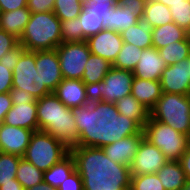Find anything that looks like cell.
I'll return each mask as SVG.
<instances>
[{"label":"cell","mask_w":190,"mask_h":190,"mask_svg":"<svg viewBox=\"0 0 190 190\" xmlns=\"http://www.w3.org/2000/svg\"><path fill=\"white\" fill-rule=\"evenodd\" d=\"M71 111L79 133L77 146L102 148L143 130L134 120L119 114L115 103L91 99Z\"/></svg>","instance_id":"obj_1"},{"label":"cell","mask_w":190,"mask_h":190,"mask_svg":"<svg viewBox=\"0 0 190 190\" xmlns=\"http://www.w3.org/2000/svg\"><path fill=\"white\" fill-rule=\"evenodd\" d=\"M70 154L83 190H130V167L110 160L102 148L75 146Z\"/></svg>","instance_id":"obj_2"},{"label":"cell","mask_w":190,"mask_h":190,"mask_svg":"<svg viewBox=\"0 0 190 190\" xmlns=\"http://www.w3.org/2000/svg\"><path fill=\"white\" fill-rule=\"evenodd\" d=\"M38 130L49 133L68 149L78 145L79 133L71 108L54 93L36 100Z\"/></svg>","instance_id":"obj_3"},{"label":"cell","mask_w":190,"mask_h":190,"mask_svg":"<svg viewBox=\"0 0 190 190\" xmlns=\"http://www.w3.org/2000/svg\"><path fill=\"white\" fill-rule=\"evenodd\" d=\"M19 43L27 51L56 49L62 43L61 20L53 11L31 13Z\"/></svg>","instance_id":"obj_4"},{"label":"cell","mask_w":190,"mask_h":190,"mask_svg":"<svg viewBox=\"0 0 190 190\" xmlns=\"http://www.w3.org/2000/svg\"><path fill=\"white\" fill-rule=\"evenodd\" d=\"M150 117L190 138V95L162 93Z\"/></svg>","instance_id":"obj_5"},{"label":"cell","mask_w":190,"mask_h":190,"mask_svg":"<svg viewBox=\"0 0 190 190\" xmlns=\"http://www.w3.org/2000/svg\"><path fill=\"white\" fill-rule=\"evenodd\" d=\"M70 153L62 142L42 130L34 131L23 156L36 168L45 172Z\"/></svg>","instance_id":"obj_6"},{"label":"cell","mask_w":190,"mask_h":190,"mask_svg":"<svg viewBox=\"0 0 190 190\" xmlns=\"http://www.w3.org/2000/svg\"><path fill=\"white\" fill-rule=\"evenodd\" d=\"M143 131L145 139L158 147L168 160L179 161L190 144L188 136L151 117L145 123Z\"/></svg>","instance_id":"obj_7"},{"label":"cell","mask_w":190,"mask_h":190,"mask_svg":"<svg viewBox=\"0 0 190 190\" xmlns=\"http://www.w3.org/2000/svg\"><path fill=\"white\" fill-rule=\"evenodd\" d=\"M36 51H25L13 69L12 88L23 89L38 100L51 94L36 69Z\"/></svg>","instance_id":"obj_8"},{"label":"cell","mask_w":190,"mask_h":190,"mask_svg":"<svg viewBox=\"0 0 190 190\" xmlns=\"http://www.w3.org/2000/svg\"><path fill=\"white\" fill-rule=\"evenodd\" d=\"M134 75L132 71L111 67L103 81L91 89V99L115 103L122 97L131 94Z\"/></svg>","instance_id":"obj_9"},{"label":"cell","mask_w":190,"mask_h":190,"mask_svg":"<svg viewBox=\"0 0 190 190\" xmlns=\"http://www.w3.org/2000/svg\"><path fill=\"white\" fill-rule=\"evenodd\" d=\"M56 50L63 78L81 80L91 54L87 42L61 43Z\"/></svg>","instance_id":"obj_10"},{"label":"cell","mask_w":190,"mask_h":190,"mask_svg":"<svg viewBox=\"0 0 190 190\" xmlns=\"http://www.w3.org/2000/svg\"><path fill=\"white\" fill-rule=\"evenodd\" d=\"M168 161L162 151L143 139L130 164L131 175L155 174Z\"/></svg>","instance_id":"obj_11"},{"label":"cell","mask_w":190,"mask_h":190,"mask_svg":"<svg viewBox=\"0 0 190 190\" xmlns=\"http://www.w3.org/2000/svg\"><path fill=\"white\" fill-rule=\"evenodd\" d=\"M160 82L162 93L190 95L189 59L167 65Z\"/></svg>","instance_id":"obj_12"},{"label":"cell","mask_w":190,"mask_h":190,"mask_svg":"<svg viewBox=\"0 0 190 190\" xmlns=\"http://www.w3.org/2000/svg\"><path fill=\"white\" fill-rule=\"evenodd\" d=\"M86 42L92 54L98 55L112 64L121 50L123 39L121 33L103 29L88 37Z\"/></svg>","instance_id":"obj_13"},{"label":"cell","mask_w":190,"mask_h":190,"mask_svg":"<svg viewBox=\"0 0 190 190\" xmlns=\"http://www.w3.org/2000/svg\"><path fill=\"white\" fill-rule=\"evenodd\" d=\"M36 69L42 84L53 93L58 84L64 79L60 69L57 50L36 51Z\"/></svg>","instance_id":"obj_14"},{"label":"cell","mask_w":190,"mask_h":190,"mask_svg":"<svg viewBox=\"0 0 190 190\" xmlns=\"http://www.w3.org/2000/svg\"><path fill=\"white\" fill-rule=\"evenodd\" d=\"M34 131L0 124V152L23 157Z\"/></svg>","instance_id":"obj_15"},{"label":"cell","mask_w":190,"mask_h":190,"mask_svg":"<svg viewBox=\"0 0 190 190\" xmlns=\"http://www.w3.org/2000/svg\"><path fill=\"white\" fill-rule=\"evenodd\" d=\"M53 93L68 108L84 106L91 101V90L78 79H63Z\"/></svg>","instance_id":"obj_16"},{"label":"cell","mask_w":190,"mask_h":190,"mask_svg":"<svg viewBox=\"0 0 190 190\" xmlns=\"http://www.w3.org/2000/svg\"><path fill=\"white\" fill-rule=\"evenodd\" d=\"M144 138V131L142 130L139 134H134L105 145L102 149L110 160L130 166Z\"/></svg>","instance_id":"obj_17"},{"label":"cell","mask_w":190,"mask_h":190,"mask_svg":"<svg viewBox=\"0 0 190 190\" xmlns=\"http://www.w3.org/2000/svg\"><path fill=\"white\" fill-rule=\"evenodd\" d=\"M167 64L161 58L159 51L154 48L143 49L139 62L132 71L134 77L143 80H160Z\"/></svg>","instance_id":"obj_18"},{"label":"cell","mask_w":190,"mask_h":190,"mask_svg":"<svg viewBox=\"0 0 190 190\" xmlns=\"http://www.w3.org/2000/svg\"><path fill=\"white\" fill-rule=\"evenodd\" d=\"M5 124L38 131L37 103H20L13 105L6 113Z\"/></svg>","instance_id":"obj_19"},{"label":"cell","mask_w":190,"mask_h":190,"mask_svg":"<svg viewBox=\"0 0 190 190\" xmlns=\"http://www.w3.org/2000/svg\"><path fill=\"white\" fill-rule=\"evenodd\" d=\"M131 95L148 110H151L162 95L160 80L133 78Z\"/></svg>","instance_id":"obj_20"},{"label":"cell","mask_w":190,"mask_h":190,"mask_svg":"<svg viewBox=\"0 0 190 190\" xmlns=\"http://www.w3.org/2000/svg\"><path fill=\"white\" fill-rule=\"evenodd\" d=\"M30 15L31 12L27 7L0 12V29L20 39Z\"/></svg>","instance_id":"obj_21"},{"label":"cell","mask_w":190,"mask_h":190,"mask_svg":"<svg viewBox=\"0 0 190 190\" xmlns=\"http://www.w3.org/2000/svg\"><path fill=\"white\" fill-rule=\"evenodd\" d=\"M151 24L144 19L138 18V23L121 32L123 42L133 44L141 49L152 47Z\"/></svg>","instance_id":"obj_22"},{"label":"cell","mask_w":190,"mask_h":190,"mask_svg":"<svg viewBox=\"0 0 190 190\" xmlns=\"http://www.w3.org/2000/svg\"><path fill=\"white\" fill-rule=\"evenodd\" d=\"M115 105L119 114L134 120L142 129L150 118V110L131 94L117 100Z\"/></svg>","instance_id":"obj_23"},{"label":"cell","mask_w":190,"mask_h":190,"mask_svg":"<svg viewBox=\"0 0 190 190\" xmlns=\"http://www.w3.org/2000/svg\"><path fill=\"white\" fill-rule=\"evenodd\" d=\"M189 35L174 22L155 27L152 29V47L158 50L175 41L185 40Z\"/></svg>","instance_id":"obj_24"},{"label":"cell","mask_w":190,"mask_h":190,"mask_svg":"<svg viewBox=\"0 0 190 190\" xmlns=\"http://www.w3.org/2000/svg\"><path fill=\"white\" fill-rule=\"evenodd\" d=\"M111 67L112 64L108 60L91 53L81 80L91 90L98 82L103 81Z\"/></svg>","instance_id":"obj_25"},{"label":"cell","mask_w":190,"mask_h":190,"mask_svg":"<svg viewBox=\"0 0 190 190\" xmlns=\"http://www.w3.org/2000/svg\"><path fill=\"white\" fill-rule=\"evenodd\" d=\"M156 174L165 190H181L186 182L180 161L168 160Z\"/></svg>","instance_id":"obj_26"},{"label":"cell","mask_w":190,"mask_h":190,"mask_svg":"<svg viewBox=\"0 0 190 190\" xmlns=\"http://www.w3.org/2000/svg\"><path fill=\"white\" fill-rule=\"evenodd\" d=\"M75 170V160L69 153L60 162L54 164L48 171L44 172L43 181L54 188H58Z\"/></svg>","instance_id":"obj_27"},{"label":"cell","mask_w":190,"mask_h":190,"mask_svg":"<svg viewBox=\"0 0 190 190\" xmlns=\"http://www.w3.org/2000/svg\"><path fill=\"white\" fill-rule=\"evenodd\" d=\"M138 23V17L129 9L118 4L110 9L107 16V29L121 33L132 25Z\"/></svg>","instance_id":"obj_28"},{"label":"cell","mask_w":190,"mask_h":190,"mask_svg":"<svg viewBox=\"0 0 190 190\" xmlns=\"http://www.w3.org/2000/svg\"><path fill=\"white\" fill-rule=\"evenodd\" d=\"M143 17L153 28L173 22L170 8L155 0L146 1Z\"/></svg>","instance_id":"obj_29"},{"label":"cell","mask_w":190,"mask_h":190,"mask_svg":"<svg viewBox=\"0 0 190 190\" xmlns=\"http://www.w3.org/2000/svg\"><path fill=\"white\" fill-rule=\"evenodd\" d=\"M161 58L167 65L176 64L188 59L190 55V35L182 41H175L158 49Z\"/></svg>","instance_id":"obj_30"},{"label":"cell","mask_w":190,"mask_h":190,"mask_svg":"<svg viewBox=\"0 0 190 190\" xmlns=\"http://www.w3.org/2000/svg\"><path fill=\"white\" fill-rule=\"evenodd\" d=\"M44 172L36 168L32 163L21 157L18 167L16 179L24 187V189L33 187L43 182Z\"/></svg>","instance_id":"obj_31"},{"label":"cell","mask_w":190,"mask_h":190,"mask_svg":"<svg viewBox=\"0 0 190 190\" xmlns=\"http://www.w3.org/2000/svg\"><path fill=\"white\" fill-rule=\"evenodd\" d=\"M143 49L129 43L123 42L112 66L118 69L133 71L139 62Z\"/></svg>","instance_id":"obj_32"},{"label":"cell","mask_w":190,"mask_h":190,"mask_svg":"<svg viewBox=\"0 0 190 190\" xmlns=\"http://www.w3.org/2000/svg\"><path fill=\"white\" fill-rule=\"evenodd\" d=\"M21 156L0 152V186L16 179L17 167Z\"/></svg>","instance_id":"obj_33"},{"label":"cell","mask_w":190,"mask_h":190,"mask_svg":"<svg viewBox=\"0 0 190 190\" xmlns=\"http://www.w3.org/2000/svg\"><path fill=\"white\" fill-rule=\"evenodd\" d=\"M83 9L78 0H55L53 13L61 20L76 19Z\"/></svg>","instance_id":"obj_34"},{"label":"cell","mask_w":190,"mask_h":190,"mask_svg":"<svg viewBox=\"0 0 190 190\" xmlns=\"http://www.w3.org/2000/svg\"><path fill=\"white\" fill-rule=\"evenodd\" d=\"M61 36L62 43L65 42H83L86 37L83 35V30L80 28V19H68L61 21Z\"/></svg>","instance_id":"obj_35"},{"label":"cell","mask_w":190,"mask_h":190,"mask_svg":"<svg viewBox=\"0 0 190 190\" xmlns=\"http://www.w3.org/2000/svg\"><path fill=\"white\" fill-rule=\"evenodd\" d=\"M130 190H165L157 174L131 175Z\"/></svg>","instance_id":"obj_36"},{"label":"cell","mask_w":190,"mask_h":190,"mask_svg":"<svg viewBox=\"0 0 190 190\" xmlns=\"http://www.w3.org/2000/svg\"><path fill=\"white\" fill-rule=\"evenodd\" d=\"M78 18L80 19V28L86 38L103 30L102 15L90 14L82 9Z\"/></svg>","instance_id":"obj_37"},{"label":"cell","mask_w":190,"mask_h":190,"mask_svg":"<svg viewBox=\"0 0 190 190\" xmlns=\"http://www.w3.org/2000/svg\"><path fill=\"white\" fill-rule=\"evenodd\" d=\"M173 22L190 34V0L170 7Z\"/></svg>","instance_id":"obj_38"},{"label":"cell","mask_w":190,"mask_h":190,"mask_svg":"<svg viewBox=\"0 0 190 190\" xmlns=\"http://www.w3.org/2000/svg\"><path fill=\"white\" fill-rule=\"evenodd\" d=\"M25 51V48L19 43L15 48L3 55V57L0 59V63L5 64L8 69L13 71L21 55Z\"/></svg>","instance_id":"obj_39"},{"label":"cell","mask_w":190,"mask_h":190,"mask_svg":"<svg viewBox=\"0 0 190 190\" xmlns=\"http://www.w3.org/2000/svg\"><path fill=\"white\" fill-rule=\"evenodd\" d=\"M115 5H101V4H83V10L90 14L102 15L103 29H107V16L110 9L114 8Z\"/></svg>","instance_id":"obj_40"},{"label":"cell","mask_w":190,"mask_h":190,"mask_svg":"<svg viewBox=\"0 0 190 190\" xmlns=\"http://www.w3.org/2000/svg\"><path fill=\"white\" fill-rule=\"evenodd\" d=\"M55 0H27V8L31 13L52 12Z\"/></svg>","instance_id":"obj_41"},{"label":"cell","mask_w":190,"mask_h":190,"mask_svg":"<svg viewBox=\"0 0 190 190\" xmlns=\"http://www.w3.org/2000/svg\"><path fill=\"white\" fill-rule=\"evenodd\" d=\"M18 44V38L0 29V59L5 53L15 48Z\"/></svg>","instance_id":"obj_42"},{"label":"cell","mask_w":190,"mask_h":190,"mask_svg":"<svg viewBox=\"0 0 190 190\" xmlns=\"http://www.w3.org/2000/svg\"><path fill=\"white\" fill-rule=\"evenodd\" d=\"M147 0H117V4L122 8L129 9L138 18L144 16V9Z\"/></svg>","instance_id":"obj_43"},{"label":"cell","mask_w":190,"mask_h":190,"mask_svg":"<svg viewBox=\"0 0 190 190\" xmlns=\"http://www.w3.org/2000/svg\"><path fill=\"white\" fill-rule=\"evenodd\" d=\"M58 190H83V181L77 170L73 171L69 177L61 183Z\"/></svg>","instance_id":"obj_44"},{"label":"cell","mask_w":190,"mask_h":190,"mask_svg":"<svg viewBox=\"0 0 190 190\" xmlns=\"http://www.w3.org/2000/svg\"><path fill=\"white\" fill-rule=\"evenodd\" d=\"M12 75V70L0 63V94L10 92L12 89Z\"/></svg>","instance_id":"obj_45"},{"label":"cell","mask_w":190,"mask_h":190,"mask_svg":"<svg viewBox=\"0 0 190 190\" xmlns=\"http://www.w3.org/2000/svg\"><path fill=\"white\" fill-rule=\"evenodd\" d=\"M9 94L13 105H18L20 103H32L36 100L31 93L23 89L12 88Z\"/></svg>","instance_id":"obj_46"},{"label":"cell","mask_w":190,"mask_h":190,"mask_svg":"<svg viewBox=\"0 0 190 190\" xmlns=\"http://www.w3.org/2000/svg\"><path fill=\"white\" fill-rule=\"evenodd\" d=\"M27 7V0H0V12Z\"/></svg>","instance_id":"obj_47"},{"label":"cell","mask_w":190,"mask_h":190,"mask_svg":"<svg viewBox=\"0 0 190 190\" xmlns=\"http://www.w3.org/2000/svg\"><path fill=\"white\" fill-rule=\"evenodd\" d=\"M13 103L9 92L0 94V124L4 122L6 113L12 108Z\"/></svg>","instance_id":"obj_48"},{"label":"cell","mask_w":190,"mask_h":190,"mask_svg":"<svg viewBox=\"0 0 190 190\" xmlns=\"http://www.w3.org/2000/svg\"><path fill=\"white\" fill-rule=\"evenodd\" d=\"M179 161L182 165L186 180H190V144L188 145L186 151L181 156Z\"/></svg>","instance_id":"obj_49"},{"label":"cell","mask_w":190,"mask_h":190,"mask_svg":"<svg viewBox=\"0 0 190 190\" xmlns=\"http://www.w3.org/2000/svg\"><path fill=\"white\" fill-rule=\"evenodd\" d=\"M0 190H25L17 179H12V182L2 183Z\"/></svg>","instance_id":"obj_50"},{"label":"cell","mask_w":190,"mask_h":190,"mask_svg":"<svg viewBox=\"0 0 190 190\" xmlns=\"http://www.w3.org/2000/svg\"><path fill=\"white\" fill-rule=\"evenodd\" d=\"M25 190H58V189L50 186L49 184H47L43 181L40 184H37V185L27 188Z\"/></svg>","instance_id":"obj_51"},{"label":"cell","mask_w":190,"mask_h":190,"mask_svg":"<svg viewBox=\"0 0 190 190\" xmlns=\"http://www.w3.org/2000/svg\"><path fill=\"white\" fill-rule=\"evenodd\" d=\"M85 4L116 5L117 0H86Z\"/></svg>","instance_id":"obj_52"},{"label":"cell","mask_w":190,"mask_h":190,"mask_svg":"<svg viewBox=\"0 0 190 190\" xmlns=\"http://www.w3.org/2000/svg\"><path fill=\"white\" fill-rule=\"evenodd\" d=\"M157 2L163 3L167 7H171L172 5L178 4V3H185V0H155Z\"/></svg>","instance_id":"obj_53"},{"label":"cell","mask_w":190,"mask_h":190,"mask_svg":"<svg viewBox=\"0 0 190 190\" xmlns=\"http://www.w3.org/2000/svg\"><path fill=\"white\" fill-rule=\"evenodd\" d=\"M181 190H190V180H186L185 185L181 188Z\"/></svg>","instance_id":"obj_54"},{"label":"cell","mask_w":190,"mask_h":190,"mask_svg":"<svg viewBox=\"0 0 190 190\" xmlns=\"http://www.w3.org/2000/svg\"><path fill=\"white\" fill-rule=\"evenodd\" d=\"M78 1L81 2L82 4L86 2V0H78Z\"/></svg>","instance_id":"obj_55"},{"label":"cell","mask_w":190,"mask_h":190,"mask_svg":"<svg viewBox=\"0 0 190 190\" xmlns=\"http://www.w3.org/2000/svg\"><path fill=\"white\" fill-rule=\"evenodd\" d=\"M189 75H190V55H189Z\"/></svg>","instance_id":"obj_56"}]
</instances>
